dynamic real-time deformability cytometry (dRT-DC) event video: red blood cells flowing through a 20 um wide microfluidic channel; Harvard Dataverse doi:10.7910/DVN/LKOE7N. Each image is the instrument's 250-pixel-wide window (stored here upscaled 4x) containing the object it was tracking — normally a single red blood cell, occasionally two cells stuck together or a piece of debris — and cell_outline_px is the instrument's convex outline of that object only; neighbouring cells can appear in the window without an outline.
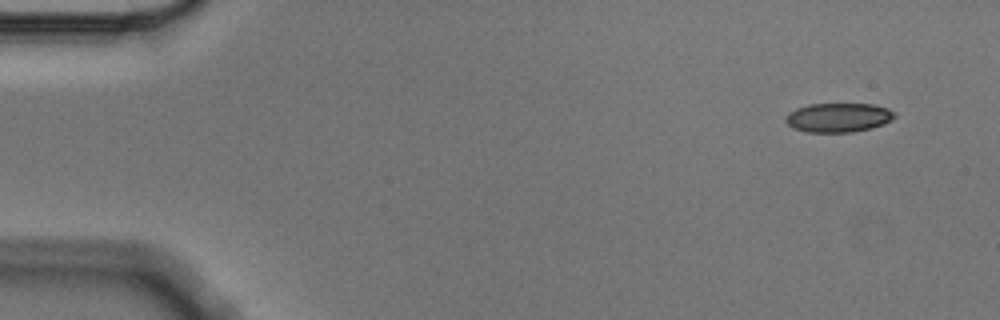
{"species": "Egyptian fruit bat (a non-hibernating species)", "species_latin": "Rousettus aegyptiacus", "temperature_condition": "cold", "stored_images_in_passage": 4, "camera_frame_rate_fps": 3000, "um_per_image_px": 0.085, "animal": {"sex": "male"}, "frame": {"image": 1, "passage_image": 1, "time_ms": 0.0, "image_size_px": [1000, 320], "cell_outline_px": [[896, 116], [892, 120], [884, 124], [872, 128], [852, 132], [808, 132], [792, 128], [784, 120], [784, 116], [788, 112], [796, 108], [808, 104], [872, 104], [888, 108], [896, 112]], "centroid_in_image_um": [71.26, 9.99], "position_along_channel_um": 13.7, "area_um2": 18.79}}